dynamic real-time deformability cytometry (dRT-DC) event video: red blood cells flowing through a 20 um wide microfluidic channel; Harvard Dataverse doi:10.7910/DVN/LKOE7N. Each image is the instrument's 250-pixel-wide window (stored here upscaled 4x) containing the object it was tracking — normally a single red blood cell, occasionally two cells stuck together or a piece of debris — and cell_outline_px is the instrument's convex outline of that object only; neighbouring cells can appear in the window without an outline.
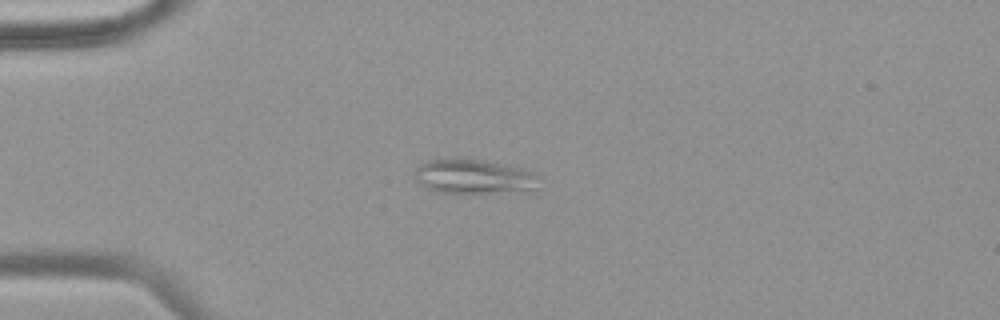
{"species": "common noctule bat (a hibernating species)", "species_latin": "Nyctalus noctula", "temperature_condition": "warm", "stored_images_in_passage": 45, "camera_frame_rate_fps": 3000, "um_per_image_px": 0.085, "animal": {"sex": "female", "body_mass_g": 18.4}, "frame": {"image": 1, "passage_image": 10, "time_ms": 3.0, "image_size_px": [1000, 320], "cell_outline_px": [[536, 188], [488, 192], [440, 192], [428, 188], [416, 180], [412, 172], [420, 164], [428, 160], [452, 156], [456, 156], [480, 160], [524, 168], [532, 172]], "centroid_in_image_um": [40.1, 14.94], "position_along_channel_um": 44.9, "area_um2": 24.45}}
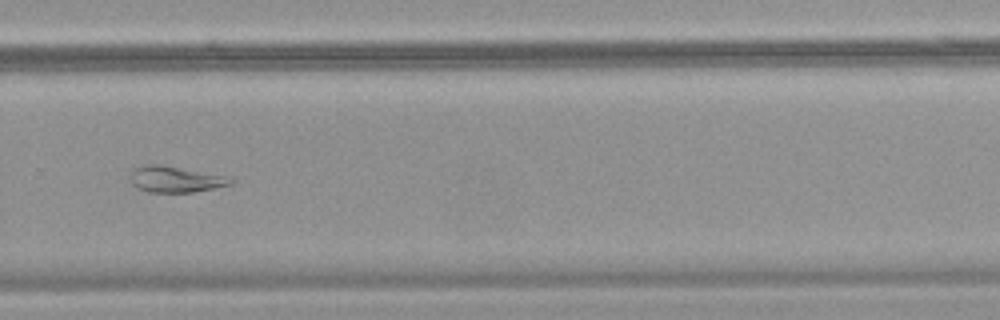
{"frame": {"image": 2, "passage_image": 31, "time_ms": 10.0, "image_size_px": [1000, 320], "cell_outline_px": [[236, 180], [232, 184], [192, 192], [148, 192], [132, 184], [132, 168], [140, 164], [160, 164], [232, 176]], "centroid_in_image_um": [14.97, 15.21], "position_along_channel_um": 314.8, "area_um2": 15.49}}
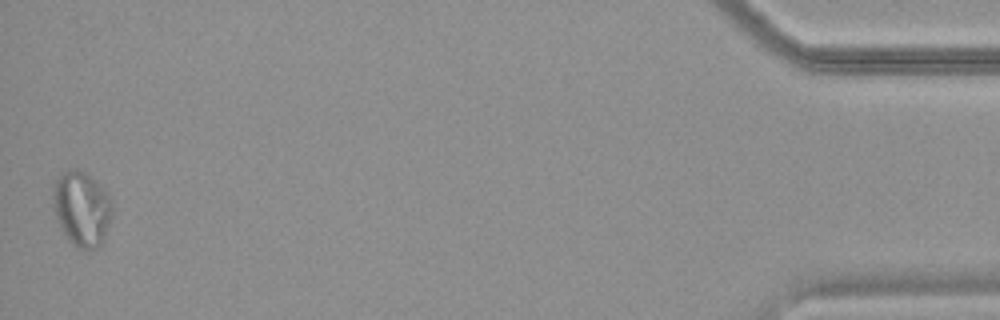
{"frame": {"image": 3, "passage_image": 45, "time_ms": 14.667, "image_size_px": [1000, 320], "cell_outline_px": [[112, 212], [104, 236], [100, 244], [96, 248], [76, 248], [72, 244], [60, 228], [56, 216], [52, 196], [52, 188], [60, 172], [76, 168], [84, 172], [104, 188], [108, 192], [112, 200]], "centroid_in_image_um": [6.93, 17.7], "position_along_channel_um": 428.3, "area_um2": 25.72}}